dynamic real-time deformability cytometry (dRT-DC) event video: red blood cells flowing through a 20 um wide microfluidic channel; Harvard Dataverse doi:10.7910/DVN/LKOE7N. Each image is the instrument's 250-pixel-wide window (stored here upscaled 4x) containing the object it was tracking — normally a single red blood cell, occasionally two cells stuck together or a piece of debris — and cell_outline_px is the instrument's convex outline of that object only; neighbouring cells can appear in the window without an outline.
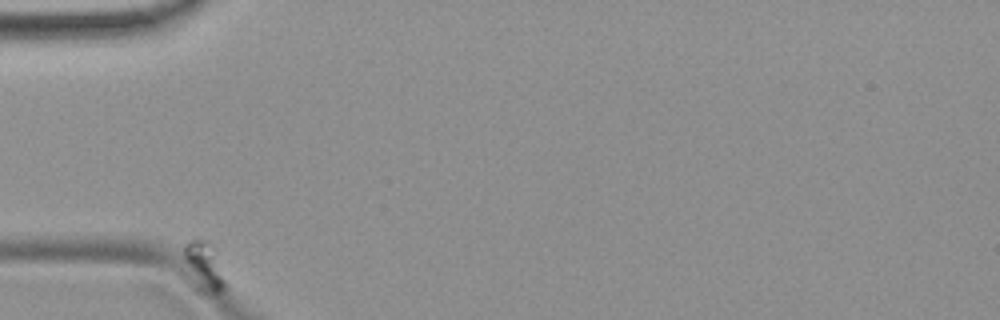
{"species": "common noctule bat (a hibernating species)", "species_latin": "Nyctalus noctula", "temperature_condition": "room temperature", "stored_images_in_passage": 57, "camera_frame_rate_fps": 3000, "um_per_image_px": 0.085, "animal": {"sex": "female", "body_mass_g": 19.9}, "frame": {"image": 1, "passage_image": 1, "time_ms": 0.0, "image_size_px": [1000, 320], "cell_outline_px": [[224, 292], [212, 292], [208, 288], [192, 268], [184, 256], [184, 244], [192, 236], [200, 236], [216, 244], [224, 284]], "centroid_in_image_um": [17.43, 22.28], "position_along_channel_um": 67.6, "area_um2": 10.46}}
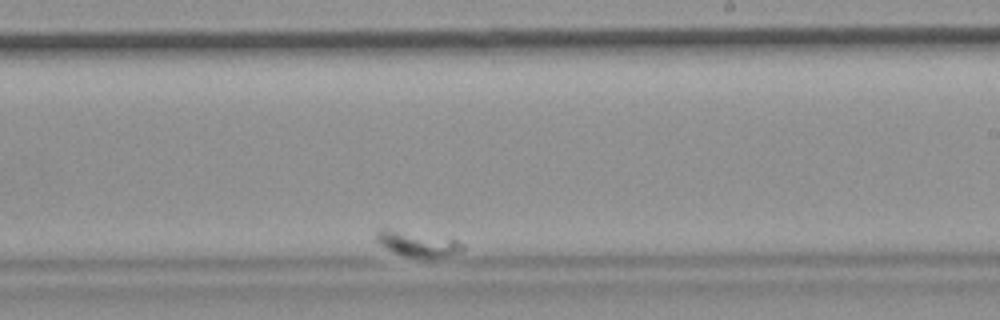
{"frame": {"image": 2, "passage_image": 35, "time_ms": 11.333, "image_size_px": [1000, 320], "cell_outline_px": [[464, 248], [456, 252], [440, 256], [408, 256], [384, 248], [376, 240], [376, 232], [380, 228], [388, 228], [456, 240], [464, 244]], "centroid_in_image_um": [35.4, 20.68], "position_along_channel_um": 253.6, "area_um2": 12.02}}